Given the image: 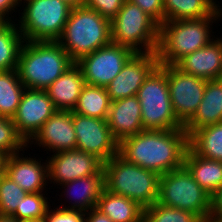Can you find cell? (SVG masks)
I'll list each match as a JSON object with an SVG mask.
<instances>
[{
    "label": "cell",
    "mask_w": 222,
    "mask_h": 222,
    "mask_svg": "<svg viewBox=\"0 0 222 222\" xmlns=\"http://www.w3.org/2000/svg\"><path fill=\"white\" fill-rule=\"evenodd\" d=\"M189 136L184 128L144 130L123 139L118 154L126 161L158 173H168L184 166Z\"/></svg>",
    "instance_id": "1"
},
{
    "label": "cell",
    "mask_w": 222,
    "mask_h": 222,
    "mask_svg": "<svg viewBox=\"0 0 222 222\" xmlns=\"http://www.w3.org/2000/svg\"><path fill=\"white\" fill-rule=\"evenodd\" d=\"M24 43L16 70L25 88L45 90L75 63L57 41Z\"/></svg>",
    "instance_id": "2"
},
{
    "label": "cell",
    "mask_w": 222,
    "mask_h": 222,
    "mask_svg": "<svg viewBox=\"0 0 222 222\" xmlns=\"http://www.w3.org/2000/svg\"><path fill=\"white\" fill-rule=\"evenodd\" d=\"M221 9L219 8L212 16L201 19L174 20L162 23L159 27L156 50L159 65H175L185 55L208 45L213 40L211 39L213 35L211 34L212 30L209 29L210 25L221 18Z\"/></svg>",
    "instance_id": "3"
},
{
    "label": "cell",
    "mask_w": 222,
    "mask_h": 222,
    "mask_svg": "<svg viewBox=\"0 0 222 222\" xmlns=\"http://www.w3.org/2000/svg\"><path fill=\"white\" fill-rule=\"evenodd\" d=\"M57 42L77 62L111 43V21L87 6L73 7Z\"/></svg>",
    "instance_id": "4"
},
{
    "label": "cell",
    "mask_w": 222,
    "mask_h": 222,
    "mask_svg": "<svg viewBox=\"0 0 222 222\" xmlns=\"http://www.w3.org/2000/svg\"><path fill=\"white\" fill-rule=\"evenodd\" d=\"M105 189L146 208L158 201L160 175L130 163L119 154L103 163Z\"/></svg>",
    "instance_id": "5"
},
{
    "label": "cell",
    "mask_w": 222,
    "mask_h": 222,
    "mask_svg": "<svg viewBox=\"0 0 222 222\" xmlns=\"http://www.w3.org/2000/svg\"><path fill=\"white\" fill-rule=\"evenodd\" d=\"M141 106L144 130H173L183 128L177 119L170 99L166 65H158L139 88L137 95Z\"/></svg>",
    "instance_id": "6"
},
{
    "label": "cell",
    "mask_w": 222,
    "mask_h": 222,
    "mask_svg": "<svg viewBox=\"0 0 222 222\" xmlns=\"http://www.w3.org/2000/svg\"><path fill=\"white\" fill-rule=\"evenodd\" d=\"M19 24L24 41H57L73 8L63 0H26Z\"/></svg>",
    "instance_id": "7"
},
{
    "label": "cell",
    "mask_w": 222,
    "mask_h": 222,
    "mask_svg": "<svg viewBox=\"0 0 222 222\" xmlns=\"http://www.w3.org/2000/svg\"><path fill=\"white\" fill-rule=\"evenodd\" d=\"M159 27L138 5L125 0L111 20V43L126 46L135 53L156 52Z\"/></svg>",
    "instance_id": "8"
},
{
    "label": "cell",
    "mask_w": 222,
    "mask_h": 222,
    "mask_svg": "<svg viewBox=\"0 0 222 222\" xmlns=\"http://www.w3.org/2000/svg\"><path fill=\"white\" fill-rule=\"evenodd\" d=\"M158 203L210 217L211 196L194 180L185 166L160 175Z\"/></svg>",
    "instance_id": "9"
},
{
    "label": "cell",
    "mask_w": 222,
    "mask_h": 222,
    "mask_svg": "<svg viewBox=\"0 0 222 222\" xmlns=\"http://www.w3.org/2000/svg\"><path fill=\"white\" fill-rule=\"evenodd\" d=\"M134 54L126 46L110 43L75 63L80 67L86 84L106 87Z\"/></svg>",
    "instance_id": "10"
},
{
    "label": "cell",
    "mask_w": 222,
    "mask_h": 222,
    "mask_svg": "<svg viewBox=\"0 0 222 222\" xmlns=\"http://www.w3.org/2000/svg\"><path fill=\"white\" fill-rule=\"evenodd\" d=\"M166 76L174 113L185 125L202 101L207 80L186 74L175 65H166Z\"/></svg>",
    "instance_id": "11"
},
{
    "label": "cell",
    "mask_w": 222,
    "mask_h": 222,
    "mask_svg": "<svg viewBox=\"0 0 222 222\" xmlns=\"http://www.w3.org/2000/svg\"><path fill=\"white\" fill-rule=\"evenodd\" d=\"M73 125L76 149L95 155L103 163L118 154L119 143L114 139L106 119L73 112Z\"/></svg>",
    "instance_id": "12"
},
{
    "label": "cell",
    "mask_w": 222,
    "mask_h": 222,
    "mask_svg": "<svg viewBox=\"0 0 222 222\" xmlns=\"http://www.w3.org/2000/svg\"><path fill=\"white\" fill-rule=\"evenodd\" d=\"M46 160L50 183H64L103 173V162L95 155L78 149L56 152Z\"/></svg>",
    "instance_id": "13"
},
{
    "label": "cell",
    "mask_w": 222,
    "mask_h": 222,
    "mask_svg": "<svg viewBox=\"0 0 222 222\" xmlns=\"http://www.w3.org/2000/svg\"><path fill=\"white\" fill-rule=\"evenodd\" d=\"M56 112L45 90L25 88L17 112L12 118L17 132L29 144L43 124Z\"/></svg>",
    "instance_id": "14"
},
{
    "label": "cell",
    "mask_w": 222,
    "mask_h": 222,
    "mask_svg": "<svg viewBox=\"0 0 222 222\" xmlns=\"http://www.w3.org/2000/svg\"><path fill=\"white\" fill-rule=\"evenodd\" d=\"M159 65L156 52L135 53L105 87L111 101L137 95L149 74Z\"/></svg>",
    "instance_id": "15"
},
{
    "label": "cell",
    "mask_w": 222,
    "mask_h": 222,
    "mask_svg": "<svg viewBox=\"0 0 222 222\" xmlns=\"http://www.w3.org/2000/svg\"><path fill=\"white\" fill-rule=\"evenodd\" d=\"M31 140L53 153L76 149L73 112L56 110Z\"/></svg>",
    "instance_id": "16"
},
{
    "label": "cell",
    "mask_w": 222,
    "mask_h": 222,
    "mask_svg": "<svg viewBox=\"0 0 222 222\" xmlns=\"http://www.w3.org/2000/svg\"><path fill=\"white\" fill-rule=\"evenodd\" d=\"M175 66L186 74L206 80L221 79L222 38H213L208 45L185 55Z\"/></svg>",
    "instance_id": "17"
},
{
    "label": "cell",
    "mask_w": 222,
    "mask_h": 222,
    "mask_svg": "<svg viewBox=\"0 0 222 222\" xmlns=\"http://www.w3.org/2000/svg\"><path fill=\"white\" fill-rule=\"evenodd\" d=\"M107 123L118 143L127 137L144 131L138 97L135 95L111 101Z\"/></svg>",
    "instance_id": "18"
},
{
    "label": "cell",
    "mask_w": 222,
    "mask_h": 222,
    "mask_svg": "<svg viewBox=\"0 0 222 222\" xmlns=\"http://www.w3.org/2000/svg\"><path fill=\"white\" fill-rule=\"evenodd\" d=\"M43 164L34 158H22L19 153H15L8 157L5 175L27 193H40L48 181V164Z\"/></svg>",
    "instance_id": "19"
},
{
    "label": "cell",
    "mask_w": 222,
    "mask_h": 222,
    "mask_svg": "<svg viewBox=\"0 0 222 222\" xmlns=\"http://www.w3.org/2000/svg\"><path fill=\"white\" fill-rule=\"evenodd\" d=\"M220 122H222V79L207 80L202 101L183 128L190 137L196 130Z\"/></svg>",
    "instance_id": "20"
},
{
    "label": "cell",
    "mask_w": 222,
    "mask_h": 222,
    "mask_svg": "<svg viewBox=\"0 0 222 222\" xmlns=\"http://www.w3.org/2000/svg\"><path fill=\"white\" fill-rule=\"evenodd\" d=\"M85 84L80 67L74 63L45 91L56 110L73 111Z\"/></svg>",
    "instance_id": "21"
},
{
    "label": "cell",
    "mask_w": 222,
    "mask_h": 222,
    "mask_svg": "<svg viewBox=\"0 0 222 222\" xmlns=\"http://www.w3.org/2000/svg\"><path fill=\"white\" fill-rule=\"evenodd\" d=\"M60 186H63L62 188L65 190L64 195H73V197L70 196L69 199L72 198L71 200H75H73L74 202H72L73 205L71 204V206L60 207L59 205L58 208L88 212L92 208L96 207V204L105 189L104 174H95L92 176L78 178ZM75 188L78 189V192ZM66 192L67 194H65Z\"/></svg>",
    "instance_id": "22"
},
{
    "label": "cell",
    "mask_w": 222,
    "mask_h": 222,
    "mask_svg": "<svg viewBox=\"0 0 222 222\" xmlns=\"http://www.w3.org/2000/svg\"><path fill=\"white\" fill-rule=\"evenodd\" d=\"M184 166L210 196L222 186V161L201 157L188 147Z\"/></svg>",
    "instance_id": "23"
},
{
    "label": "cell",
    "mask_w": 222,
    "mask_h": 222,
    "mask_svg": "<svg viewBox=\"0 0 222 222\" xmlns=\"http://www.w3.org/2000/svg\"><path fill=\"white\" fill-rule=\"evenodd\" d=\"M113 222H142L143 207L128 197L110 193L104 189L96 207Z\"/></svg>",
    "instance_id": "24"
},
{
    "label": "cell",
    "mask_w": 222,
    "mask_h": 222,
    "mask_svg": "<svg viewBox=\"0 0 222 222\" xmlns=\"http://www.w3.org/2000/svg\"><path fill=\"white\" fill-rule=\"evenodd\" d=\"M214 0H163L165 22L212 16L220 7Z\"/></svg>",
    "instance_id": "25"
},
{
    "label": "cell",
    "mask_w": 222,
    "mask_h": 222,
    "mask_svg": "<svg viewBox=\"0 0 222 222\" xmlns=\"http://www.w3.org/2000/svg\"><path fill=\"white\" fill-rule=\"evenodd\" d=\"M110 105L111 100L105 87L85 84L72 112L107 120Z\"/></svg>",
    "instance_id": "26"
},
{
    "label": "cell",
    "mask_w": 222,
    "mask_h": 222,
    "mask_svg": "<svg viewBox=\"0 0 222 222\" xmlns=\"http://www.w3.org/2000/svg\"><path fill=\"white\" fill-rule=\"evenodd\" d=\"M189 147L201 157L222 161V122L196 130Z\"/></svg>",
    "instance_id": "27"
},
{
    "label": "cell",
    "mask_w": 222,
    "mask_h": 222,
    "mask_svg": "<svg viewBox=\"0 0 222 222\" xmlns=\"http://www.w3.org/2000/svg\"><path fill=\"white\" fill-rule=\"evenodd\" d=\"M23 43L24 39L17 23L14 21L0 23V71L17 69Z\"/></svg>",
    "instance_id": "28"
},
{
    "label": "cell",
    "mask_w": 222,
    "mask_h": 222,
    "mask_svg": "<svg viewBox=\"0 0 222 222\" xmlns=\"http://www.w3.org/2000/svg\"><path fill=\"white\" fill-rule=\"evenodd\" d=\"M24 90L16 69L0 71V117L15 116Z\"/></svg>",
    "instance_id": "29"
},
{
    "label": "cell",
    "mask_w": 222,
    "mask_h": 222,
    "mask_svg": "<svg viewBox=\"0 0 222 222\" xmlns=\"http://www.w3.org/2000/svg\"><path fill=\"white\" fill-rule=\"evenodd\" d=\"M142 222H203L188 210L172 208L158 202L143 209Z\"/></svg>",
    "instance_id": "30"
},
{
    "label": "cell",
    "mask_w": 222,
    "mask_h": 222,
    "mask_svg": "<svg viewBox=\"0 0 222 222\" xmlns=\"http://www.w3.org/2000/svg\"><path fill=\"white\" fill-rule=\"evenodd\" d=\"M42 192L27 193L19 203L16 212L11 216L17 221L45 218L48 209V198Z\"/></svg>",
    "instance_id": "31"
},
{
    "label": "cell",
    "mask_w": 222,
    "mask_h": 222,
    "mask_svg": "<svg viewBox=\"0 0 222 222\" xmlns=\"http://www.w3.org/2000/svg\"><path fill=\"white\" fill-rule=\"evenodd\" d=\"M26 194L16 182L3 174L0 179V216L11 217Z\"/></svg>",
    "instance_id": "32"
},
{
    "label": "cell",
    "mask_w": 222,
    "mask_h": 222,
    "mask_svg": "<svg viewBox=\"0 0 222 222\" xmlns=\"http://www.w3.org/2000/svg\"><path fill=\"white\" fill-rule=\"evenodd\" d=\"M28 147V143L17 132L12 119L0 117V151L8 155L19 153Z\"/></svg>",
    "instance_id": "33"
},
{
    "label": "cell",
    "mask_w": 222,
    "mask_h": 222,
    "mask_svg": "<svg viewBox=\"0 0 222 222\" xmlns=\"http://www.w3.org/2000/svg\"><path fill=\"white\" fill-rule=\"evenodd\" d=\"M125 0H84V6L97 11L110 21L118 14Z\"/></svg>",
    "instance_id": "34"
},
{
    "label": "cell",
    "mask_w": 222,
    "mask_h": 222,
    "mask_svg": "<svg viewBox=\"0 0 222 222\" xmlns=\"http://www.w3.org/2000/svg\"><path fill=\"white\" fill-rule=\"evenodd\" d=\"M138 5L159 26L165 22V11L163 0H127Z\"/></svg>",
    "instance_id": "35"
},
{
    "label": "cell",
    "mask_w": 222,
    "mask_h": 222,
    "mask_svg": "<svg viewBox=\"0 0 222 222\" xmlns=\"http://www.w3.org/2000/svg\"><path fill=\"white\" fill-rule=\"evenodd\" d=\"M55 209H48L45 217L46 222H85V212L83 211L61 209L58 207Z\"/></svg>",
    "instance_id": "36"
},
{
    "label": "cell",
    "mask_w": 222,
    "mask_h": 222,
    "mask_svg": "<svg viewBox=\"0 0 222 222\" xmlns=\"http://www.w3.org/2000/svg\"><path fill=\"white\" fill-rule=\"evenodd\" d=\"M210 217L222 219V186L211 196Z\"/></svg>",
    "instance_id": "37"
},
{
    "label": "cell",
    "mask_w": 222,
    "mask_h": 222,
    "mask_svg": "<svg viewBox=\"0 0 222 222\" xmlns=\"http://www.w3.org/2000/svg\"><path fill=\"white\" fill-rule=\"evenodd\" d=\"M19 4L20 3L18 2V0H0V20L2 22L12 21V19L9 17V13L17 9V6H21Z\"/></svg>",
    "instance_id": "38"
},
{
    "label": "cell",
    "mask_w": 222,
    "mask_h": 222,
    "mask_svg": "<svg viewBox=\"0 0 222 222\" xmlns=\"http://www.w3.org/2000/svg\"><path fill=\"white\" fill-rule=\"evenodd\" d=\"M85 216V222H113L108 216L96 208H92L87 213L85 212Z\"/></svg>",
    "instance_id": "39"
},
{
    "label": "cell",
    "mask_w": 222,
    "mask_h": 222,
    "mask_svg": "<svg viewBox=\"0 0 222 222\" xmlns=\"http://www.w3.org/2000/svg\"><path fill=\"white\" fill-rule=\"evenodd\" d=\"M8 157L6 152L0 151V172H5Z\"/></svg>",
    "instance_id": "40"
},
{
    "label": "cell",
    "mask_w": 222,
    "mask_h": 222,
    "mask_svg": "<svg viewBox=\"0 0 222 222\" xmlns=\"http://www.w3.org/2000/svg\"><path fill=\"white\" fill-rule=\"evenodd\" d=\"M67 2L72 7H78L84 4V0H63Z\"/></svg>",
    "instance_id": "41"
},
{
    "label": "cell",
    "mask_w": 222,
    "mask_h": 222,
    "mask_svg": "<svg viewBox=\"0 0 222 222\" xmlns=\"http://www.w3.org/2000/svg\"><path fill=\"white\" fill-rule=\"evenodd\" d=\"M0 222H19L13 217L9 216H0Z\"/></svg>",
    "instance_id": "42"
},
{
    "label": "cell",
    "mask_w": 222,
    "mask_h": 222,
    "mask_svg": "<svg viewBox=\"0 0 222 222\" xmlns=\"http://www.w3.org/2000/svg\"><path fill=\"white\" fill-rule=\"evenodd\" d=\"M203 222H222V219H216L213 217H208L205 221Z\"/></svg>",
    "instance_id": "43"
},
{
    "label": "cell",
    "mask_w": 222,
    "mask_h": 222,
    "mask_svg": "<svg viewBox=\"0 0 222 222\" xmlns=\"http://www.w3.org/2000/svg\"><path fill=\"white\" fill-rule=\"evenodd\" d=\"M21 222H46L45 218H41V219H32V220H24Z\"/></svg>",
    "instance_id": "44"
},
{
    "label": "cell",
    "mask_w": 222,
    "mask_h": 222,
    "mask_svg": "<svg viewBox=\"0 0 222 222\" xmlns=\"http://www.w3.org/2000/svg\"><path fill=\"white\" fill-rule=\"evenodd\" d=\"M3 174H5V172H0V179L3 176Z\"/></svg>",
    "instance_id": "45"
},
{
    "label": "cell",
    "mask_w": 222,
    "mask_h": 222,
    "mask_svg": "<svg viewBox=\"0 0 222 222\" xmlns=\"http://www.w3.org/2000/svg\"><path fill=\"white\" fill-rule=\"evenodd\" d=\"M24 1H26V0H24ZM18 2L20 3V5L22 4V0H18Z\"/></svg>",
    "instance_id": "46"
}]
</instances>
